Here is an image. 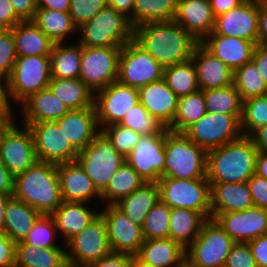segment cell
Wrapping results in <instances>:
<instances>
[{"mask_svg":"<svg viewBox=\"0 0 267 267\" xmlns=\"http://www.w3.org/2000/svg\"><path fill=\"white\" fill-rule=\"evenodd\" d=\"M16 242L0 232V267L15 266Z\"/></svg>","mask_w":267,"mask_h":267,"instance_id":"obj_56","label":"cell"},{"mask_svg":"<svg viewBox=\"0 0 267 267\" xmlns=\"http://www.w3.org/2000/svg\"><path fill=\"white\" fill-rule=\"evenodd\" d=\"M224 267H257L249 244L235 242L228 253Z\"/></svg>","mask_w":267,"mask_h":267,"instance_id":"obj_52","label":"cell"},{"mask_svg":"<svg viewBox=\"0 0 267 267\" xmlns=\"http://www.w3.org/2000/svg\"><path fill=\"white\" fill-rule=\"evenodd\" d=\"M200 90L223 88L233 84L234 72L199 43L191 56Z\"/></svg>","mask_w":267,"mask_h":267,"instance_id":"obj_27","label":"cell"},{"mask_svg":"<svg viewBox=\"0 0 267 267\" xmlns=\"http://www.w3.org/2000/svg\"><path fill=\"white\" fill-rule=\"evenodd\" d=\"M259 2L244 1L238 7L215 17L210 35L239 37L257 45Z\"/></svg>","mask_w":267,"mask_h":267,"instance_id":"obj_20","label":"cell"},{"mask_svg":"<svg viewBox=\"0 0 267 267\" xmlns=\"http://www.w3.org/2000/svg\"><path fill=\"white\" fill-rule=\"evenodd\" d=\"M50 81V56L17 57L8 78L9 96L13 105L17 108L31 94L48 88Z\"/></svg>","mask_w":267,"mask_h":267,"instance_id":"obj_8","label":"cell"},{"mask_svg":"<svg viewBox=\"0 0 267 267\" xmlns=\"http://www.w3.org/2000/svg\"><path fill=\"white\" fill-rule=\"evenodd\" d=\"M0 161L14 177L22 174L38 161L31 130L17 119L2 136Z\"/></svg>","mask_w":267,"mask_h":267,"instance_id":"obj_14","label":"cell"},{"mask_svg":"<svg viewBox=\"0 0 267 267\" xmlns=\"http://www.w3.org/2000/svg\"><path fill=\"white\" fill-rule=\"evenodd\" d=\"M55 122L78 152L88 146L101 132L97 122L95 106L70 110Z\"/></svg>","mask_w":267,"mask_h":267,"instance_id":"obj_22","label":"cell"},{"mask_svg":"<svg viewBox=\"0 0 267 267\" xmlns=\"http://www.w3.org/2000/svg\"><path fill=\"white\" fill-rule=\"evenodd\" d=\"M11 30L17 57L50 56L54 42L31 20L22 21Z\"/></svg>","mask_w":267,"mask_h":267,"instance_id":"obj_31","label":"cell"},{"mask_svg":"<svg viewBox=\"0 0 267 267\" xmlns=\"http://www.w3.org/2000/svg\"><path fill=\"white\" fill-rule=\"evenodd\" d=\"M201 44L233 72L252 59L255 44L239 37L208 35Z\"/></svg>","mask_w":267,"mask_h":267,"instance_id":"obj_29","label":"cell"},{"mask_svg":"<svg viewBox=\"0 0 267 267\" xmlns=\"http://www.w3.org/2000/svg\"><path fill=\"white\" fill-rule=\"evenodd\" d=\"M250 137L258 150L267 151V125L256 130Z\"/></svg>","mask_w":267,"mask_h":267,"instance_id":"obj_66","label":"cell"},{"mask_svg":"<svg viewBox=\"0 0 267 267\" xmlns=\"http://www.w3.org/2000/svg\"><path fill=\"white\" fill-rule=\"evenodd\" d=\"M207 220L202 213L185 208H173L168 237L186 248L199 235Z\"/></svg>","mask_w":267,"mask_h":267,"instance_id":"obj_37","label":"cell"},{"mask_svg":"<svg viewBox=\"0 0 267 267\" xmlns=\"http://www.w3.org/2000/svg\"><path fill=\"white\" fill-rule=\"evenodd\" d=\"M207 150L184 133L165 129V167L161 177L178 179L207 178Z\"/></svg>","mask_w":267,"mask_h":267,"instance_id":"obj_4","label":"cell"},{"mask_svg":"<svg viewBox=\"0 0 267 267\" xmlns=\"http://www.w3.org/2000/svg\"><path fill=\"white\" fill-rule=\"evenodd\" d=\"M122 47H83L79 79L95 94L117 81Z\"/></svg>","mask_w":267,"mask_h":267,"instance_id":"obj_13","label":"cell"},{"mask_svg":"<svg viewBox=\"0 0 267 267\" xmlns=\"http://www.w3.org/2000/svg\"><path fill=\"white\" fill-rule=\"evenodd\" d=\"M163 79L178 98L200 90L192 60L165 67Z\"/></svg>","mask_w":267,"mask_h":267,"instance_id":"obj_42","label":"cell"},{"mask_svg":"<svg viewBox=\"0 0 267 267\" xmlns=\"http://www.w3.org/2000/svg\"><path fill=\"white\" fill-rule=\"evenodd\" d=\"M211 214L247 210L254 207L247 182L210 183Z\"/></svg>","mask_w":267,"mask_h":267,"instance_id":"obj_30","label":"cell"},{"mask_svg":"<svg viewBox=\"0 0 267 267\" xmlns=\"http://www.w3.org/2000/svg\"><path fill=\"white\" fill-rule=\"evenodd\" d=\"M257 45L267 46V0L259 2Z\"/></svg>","mask_w":267,"mask_h":267,"instance_id":"obj_59","label":"cell"},{"mask_svg":"<svg viewBox=\"0 0 267 267\" xmlns=\"http://www.w3.org/2000/svg\"><path fill=\"white\" fill-rule=\"evenodd\" d=\"M257 147L250 136L226 143L207 152L209 183H242L255 173Z\"/></svg>","mask_w":267,"mask_h":267,"instance_id":"obj_2","label":"cell"},{"mask_svg":"<svg viewBox=\"0 0 267 267\" xmlns=\"http://www.w3.org/2000/svg\"><path fill=\"white\" fill-rule=\"evenodd\" d=\"M133 256L125 253L110 252L100 260L86 267H132Z\"/></svg>","mask_w":267,"mask_h":267,"instance_id":"obj_54","label":"cell"},{"mask_svg":"<svg viewBox=\"0 0 267 267\" xmlns=\"http://www.w3.org/2000/svg\"><path fill=\"white\" fill-rule=\"evenodd\" d=\"M257 267H267V234L248 242Z\"/></svg>","mask_w":267,"mask_h":267,"instance_id":"obj_57","label":"cell"},{"mask_svg":"<svg viewBox=\"0 0 267 267\" xmlns=\"http://www.w3.org/2000/svg\"><path fill=\"white\" fill-rule=\"evenodd\" d=\"M22 242L39 249L66 247L58 234L55 221L51 215H42Z\"/></svg>","mask_w":267,"mask_h":267,"instance_id":"obj_45","label":"cell"},{"mask_svg":"<svg viewBox=\"0 0 267 267\" xmlns=\"http://www.w3.org/2000/svg\"><path fill=\"white\" fill-rule=\"evenodd\" d=\"M100 215L107 226L111 251L134 257L144 241L142 227L134 224L116 205L101 206Z\"/></svg>","mask_w":267,"mask_h":267,"instance_id":"obj_18","label":"cell"},{"mask_svg":"<svg viewBox=\"0 0 267 267\" xmlns=\"http://www.w3.org/2000/svg\"><path fill=\"white\" fill-rule=\"evenodd\" d=\"M125 161L146 182H158L165 167V130L141 135Z\"/></svg>","mask_w":267,"mask_h":267,"instance_id":"obj_16","label":"cell"},{"mask_svg":"<svg viewBox=\"0 0 267 267\" xmlns=\"http://www.w3.org/2000/svg\"><path fill=\"white\" fill-rule=\"evenodd\" d=\"M244 0H210V5L214 17L228 12L231 9L238 7Z\"/></svg>","mask_w":267,"mask_h":267,"instance_id":"obj_63","label":"cell"},{"mask_svg":"<svg viewBox=\"0 0 267 267\" xmlns=\"http://www.w3.org/2000/svg\"><path fill=\"white\" fill-rule=\"evenodd\" d=\"M207 113L203 90L178 98L177 111L169 131L184 133Z\"/></svg>","mask_w":267,"mask_h":267,"instance_id":"obj_41","label":"cell"},{"mask_svg":"<svg viewBox=\"0 0 267 267\" xmlns=\"http://www.w3.org/2000/svg\"><path fill=\"white\" fill-rule=\"evenodd\" d=\"M139 103L165 128H169L177 111L178 97L166 85L164 79L138 88Z\"/></svg>","mask_w":267,"mask_h":267,"instance_id":"obj_24","label":"cell"},{"mask_svg":"<svg viewBox=\"0 0 267 267\" xmlns=\"http://www.w3.org/2000/svg\"><path fill=\"white\" fill-rule=\"evenodd\" d=\"M31 130L38 161L61 164L77 160L79 152L55 121L22 123Z\"/></svg>","mask_w":267,"mask_h":267,"instance_id":"obj_15","label":"cell"},{"mask_svg":"<svg viewBox=\"0 0 267 267\" xmlns=\"http://www.w3.org/2000/svg\"><path fill=\"white\" fill-rule=\"evenodd\" d=\"M68 267H86L111 252L107 226L101 215L66 243Z\"/></svg>","mask_w":267,"mask_h":267,"instance_id":"obj_10","label":"cell"},{"mask_svg":"<svg viewBox=\"0 0 267 267\" xmlns=\"http://www.w3.org/2000/svg\"><path fill=\"white\" fill-rule=\"evenodd\" d=\"M146 181L125 161L113 175L107 187L101 192L102 206L115 205Z\"/></svg>","mask_w":267,"mask_h":267,"instance_id":"obj_39","label":"cell"},{"mask_svg":"<svg viewBox=\"0 0 267 267\" xmlns=\"http://www.w3.org/2000/svg\"><path fill=\"white\" fill-rule=\"evenodd\" d=\"M119 124L141 135L162 133L166 129L161 122L149 114L141 103L131 108Z\"/></svg>","mask_w":267,"mask_h":267,"instance_id":"obj_48","label":"cell"},{"mask_svg":"<svg viewBox=\"0 0 267 267\" xmlns=\"http://www.w3.org/2000/svg\"><path fill=\"white\" fill-rule=\"evenodd\" d=\"M94 205L86 202L63 201L51 214L64 244L100 215V206L102 205Z\"/></svg>","mask_w":267,"mask_h":267,"instance_id":"obj_26","label":"cell"},{"mask_svg":"<svg viewBox=\"0 0 267 267\" xmlns=\"http://www.w3.org/2000/svg\"><path fill=\"white\" fill-rule=\"evenodd\" d=\"M254 207L267 209V179L253 174L247 181Z\"/></svg>","mask_w":267,"mask_h":267,"instance_id":"obj_53","label":"cell"},{"mask_svg":"<svg viewBox=\"0 0 267 267\" xmlns=\"http://www.w3.org/2000/svg\"><path fill=\"white\" fill-rule=\"evenodd\" d=\"M24 21L15 11L11 0H0V30L12 29Z\"/></svg>","mask_w":267,"mask_h":267,"instance_id":"obj_55","label":"cell"},{"mask_svg":"<svg viewBox=\"0 0 267 267\" xmlns=\"http://www.w3.org/2000/svg\"><path fill=\"white\" fill-rule=\"evenodd\" d=\"M57 170L63 201L102 205L101 193L77 160L58 164Z\"/></svg>","mask_w":267,"mask_h":267,"instance_id":"obj_21","label":"cell"},{"mask_svg":"<svg viewBox=\"0 0 267 267\" xmlns=\"http://www.w3.org/2000/svg\"><path fill=\"white\" fill-rule=\"evenodd\" d=\"M211 219L235 242L248 243L267 234V209L253 207L242 211L211 214Z\"/></svg>","mask_w":267,"mask_h":267,"instance_id":"obj_19","label":"cell"},{"mask_svg":"<svg viewBox=\"0 0 267 267\" xmlns=\"http://www.w3.org/2000/svg\"><path fill=\"white\" fill-rule=\"evenodd\" d=\"M14 267H68L66 247L39 249L17 242Z\"/></svg>","mask_w":267,"mask_h":267,"instance_id":"obj_36","label":"cell"},{"mask_svg":"<svg viewBox=\"0 0 267 267\" xmlns=\"http://www.w3.org/2000/svg\"><path fill=\"white\" fill-rule=\"evenodd\" d=\"M160 200L158 182H145L115 205L136 225L142 227L151 208Z\"/></svg>","mask_w":267,"mask_h":267,"instance_id":"obj_34","label":"cell"},{"mask_svg":"<svg viewBox=\"0 0 267 267\" xmlns=\"http://www.w3.org/2000/svg\"><path fill=\"white\" fill-rule=\"evenodd\" d=\"M37 8H48L62 12H69L70 0H36Z\"/></svg>","mask_w":267,"mask_h":267,"instance_id":"obj_65","label":"cell"},{"mask_svg":"<svg viewBox=\"0 0 267 267\" xmlns=\"http://www.w3.org/2000/svg\"><path fill=\"white\" fill-rule=\"evenodd\" d=\"M171 208L159 200L148 212L142 232L144 240L168 238Z\"/></svg>","mask_w":267,"mask_h":267,"instance_id":"obj_47","label":"cell"},{"mask_svg":"<svg viewBox=\"0 0 267 267\" xmlns=\"http://www.w3.org/2000/svg\"><path fill=\"white\" fill-rule=\"evenodd\" d=\"M244 1H250V2H260V1H263V0H244Z\"/></svg>","mask_w":267,"mask_h":267,"instance_id":"obj_71","label":"cell"},{"mask_svg":"<svg viewBox=\"0 0 267 267\" xmlns=\"http://www.w3.org/2000/svg\"><path fill=\"white\" fill-rule=\"evenodd\" d=\"M177 0H134L133 27L152 22L173 21Z\"/></svg>","mask_w":267,"mask_h":267,"instance_id":"obj_40","label":"cell"},{"mask_svg":"<svg viewBox=\"0 0 267 267\" xmlns=\"http://www.w3.org/2000/svg\"><path fill=\"white\" fill-rule=\"evenodd\" d=\"M17 58L11 29L0 30V74L9 78Z\"/></svg>","mask_w":267,"mask_h":267,"instance_id":"obj_51","label":"cell"},{"mask_svg":"<svg viewBox=\"0 0 267 267\" xmlns=\"http://www.w3.org/2000/svg\"><path fill=\"white\" fill-rule=\"evenodd\" d=\"M77 161L101 193L118 168L125 162V158L100 132L88 146L79 152Z\"/></svg>","mask_w":267,"mask_h":267,"instance_id":"obj_9","label":"cell"},{"mask_svg":"<svg viewBox=\"0 0 267 267\" xmlns=\"http://www.w3.org/2000/svg\"><path fill=\"white\" fill-rule=\"evenodd\" d=\"M17 115L0 114V144L4 132L16 120Z\"/></svg>","mask_w":267,"mask_h":267,"instance_id":"obj_69","label":"cell"},{"mask_svg":"<svg viewBox=\"0 0 267 267\" xmlns=\"http://www.w3.org/2000/svg\"><path fill=\"white\" fill-rule=\"evenodd\" d=\"M265 125H267V95L244 100L241 118L242 135L251 136Z\"/></svg>","mask_w":267,"mask_h":267,"instance_id":"obj_46","label":"cell"},{"mask_svg":"<svg viewBox=\"0 0 267 267\" xmlns=\"http://www.w3.org/2000/svg\"><path fill=\"white\" fill-rule=\"evenodd\" d=\"M233 85L242 101L267 95V84L252 60L234 71Z\"/></svg>","mask_w":267,"mask_h":267,"instance_id":"obj_44","label":"cell"},{"mask_svg":"<svg viewBox=\"0 0 267 267\" xmlns=\"http://www.w3.org/2000/svg\"><path fill=\"white\" fill-rule=\"evenodd\" d=\"M255 174L267 179V151L258 150Z\"/></svg>","mask_w":267,"mask_h":267,"instance_id":"obj_67","label":"cell"},{"mask_svg":"<svg viewBox=\"0 0 267 267\" xmlns=\"http://www.w3.org/2000/svg\"><path fill=\"white\" fill-rule=\"evenodd\" d=\"M83 47L76 40L54 43L50 54L51 79H77Z\"/></svg>","mask_w":267,"mask_h":267,"instance_id":"obj_35","label":"cell"},{"mask_svg":"<svg viewBox=\"0 0 267 267\" xmlns=\"http://www.w3.org/2000/svg\"><path fill=\"white\" fill-rule=\"evenodd\" d=\"M31 21L54 43L77 40V27L73 24L69 12L37 8Z\"/></svg>","mask_w":267,"mask_h":267,"instance_id":"obj_32","label":"cell"},{"mask_svg":"<svg viewBox=\"0 0 267 267\" xmlns=\"http://www.w3.org/2000/svg\"><path fill=\"white\" fill-rule=\"evenodd\" d=\"M107 6L106 0H70L69 15L73 24L79 28Z\"/></svg>","mask_w":267,"mask_h":267,"instance_id":"obj_50","label":"cell"},{"mask_svg":"<svg viewBox=\"0 0 267 267\" xmlns=\"http://www.w3.org/2000/svg\"><path fill=\"white\" fill-rule=\"evenodd\" d=\"M9 96L8 78L0 74V114L16 115L17 109Z\"/></svg>","mask_w":267,"mask_h":267,"instance_id":"obj_58","label":"cell"},{"mask_svg":"<svg viewBox=\"0 0 267 267\" xmlns=\"http://www.w3.org/2000/svg\"><path fill=\"white\" fill-rule=\"evenodd\" d=\"M174 21L201 43L215 25L210 0H177Z\"/></svg>","mask_w":267,"mask_h":267,"instance_id":"obj_25","label":"cell"},{"mask_svg":"<svg viewBox=\"0 0 267 267\" xmlns=\"http://www.w3.org/2000/svg\"><path fill=\"white\" fill-rule=\"evenodd\" d=\"M16 13L24 20L34 18L37 3L36 0H11Z\"/></svg>","mask_w":267,"mask_h":267,"instance_id":"obj_60","label":"cell"},{"mask_svg":"<svg viewBox=\"0 0 267 267\" xmlns=\"http://www.w3.org/2000/svg\"><path fill=\"white\" fill-rule=\"evenodd\" d=\"M132 267H157L148 264H132Z\"/></svg>","mask_w":267,"mask_h":267,"instance_id":"obj_70","label":"cell"},{"mask_svg":"<svg viewBox=\"0 0 267 267\" xmlns=\"http://www.w3.org/2000/svg\"><path fill=\"white\" fill-rule=\"evenodd\" d=\"M109 7L115 8L118 12L129 18L133 26V6L134 0H106Z\"/></svg>","mask_w":267,"mask_h":267,"instance_id":"obj_64","label":"cell"},{"mask_svg":"<svg viewBox=\"0 0 267 267\" xmlns=\"http://www.w3.org/2000/svg\"><path fill=\"white\" fill-rule=\"evenodd\" d=\"M139 103L138 88L119 82L95 93L94 106L100 130L111 124H119L126 113Z\"/></svg>","mask_w":267,"mask_h":267,"instance_id":"obj_17","label":"cell"},{"mask_svg":"<svg viewBox=\"0 0 267 267\" xmlns=\"http://www.w3.org/2000/svg\"><path fill=\"white\" fill-rule=\"evenodd\" d=\"M234 244L214 219H208L199 235L185 248V267H224Z\"/></svg>","mask_w":267,"mask_h":267,"instance_id":"obj_6","label":"cell"},{"mask_svg":"<svg viewBox=\"0 0 267 267\" xmlns=\"http://www.w3.org/2000/svg\"><path fill=\"white\" fill-rule=\"evenodd\" d=\"M14 180L15 177L0 161V195L14 193Z\"/></svg>","mask_w":267,"mask_h":267,"instance_id":"obj_62","label":"cell"},{"mask_svg":"<svg viewBox=\"0 0 267 267\" xmlns=\"http://www.w3.org/2000/svg\"><path fill=\"white\" fill-rule=\"evenodd\" d=\"M132 264L185 267V248L169 237L144 240Z\"/></svg>","mask_w":267,"mask_h":267,"instance_id":"obj_28","label":"cell"},{"mask_svg":"<svg viewBox=\"0 0 267 267\" xmlns=\"http://www.w3.org/2000/svg\"><path fill=\"white\" fill-rule=\"evenodd\" d=\"M241 118L242 115L207 112L184 134L208 151L240 138L242 136Z\"/></svg>","mask_w":267,"mask_h":267,"instance_id":"obj_12","label":"cell"},{"mask_svg":"<svg viewBox=\"0 0 267 267\" xmlns=\"http://www.w3.org/2000/svg\"><path fill=\"white\" fill-rule=\"evenodd\" d=\"M101 132L124 158L133 150L141 136V134L120 124L107 125L101 129Z\"/></svg>","mask_w":267,"mask_h":267,"instance_id":"obj_49","label":"cell"},{"mask_svg":"<svg viewBox=\"0 0 267 267\" xmlns=\"http://www.w3.org/2000/svg\"><path fill=\"white\" fill-rule=\"evenodd\" d=\"M41 216L35 208L12 196L5 208L4 233L16 243L23 241Z\"/></svg>","mask_w":267,"mask_h":267,"instance_id":"obj_33","label":"cell"},{"mask_svg":"<svg viewBox=\"0 0 267 267\" xmlns=\"http://www.w3.org/2000/svg\"><path fill=\"white\" fill-rule=\"evenodd\" d=\"M133 34L129 18L107 6L77 28V41L82 47H123Z\"/></svg>","mask_w":267,"mask_h":267,"instance_id":"obj_5","label":"cell"},{"mask_svg":"<svg viewBox=\"0 0 267 267\" xmlns=\"http://www.w3.org/2000/svg\"><path fill=\"white\" fill-rule=\"evenodd\" d=\"M16 109L20 123L57 121L70 111L49 87L31 94Z\"/></svg>","mask_w":267,"mask_h":267,"instance_id":"obj_23","label":"cell"},{"mask_svg":"<svg viewBox=\"0 0 267 267\" xmlns=\"http://www.w3.org/2000/svg\"><path fill=\"white\" fill-rule=\"evenodd\" d=\"M13 194L0 195V232L4 233L5 228V208Z\"/></svg>","mask_w":267,"mask_h":267,"instance_id":"obj_68","label":"cell"},{"mask_svg":"<svg viewBox=\"0 0 267 267\" xmlns=\"http://www.w3.org/2000/svg\"><path fill=\"white\" fill-rule=\"evenodd\" d=\"M133 40L163 68L191 60L199 42L174 20L134 28Z\"/></svg>","mask_w":267,"mask_h":267,"instance_id":"obj_1","label":"cell"},{"mask_svg":"<svg viewBox=\"0 0 267 267\" xmlns=\"http://www.w3.org/2000/svg\"><path fill=\"white\" fill-rule=\"evenodd\" d=\"M251 60L257 66L262 79L267 84V46L255 45Z\"/></svg>","mask_w":267,"mask_h":267,"instance_id":"obj_61","label":"cell"},{"mask_svg":"<svg viewBox=\"0 0 267 267\" xmlns=\"http://www.w3.org/2000/svg\"><path fill=\"white\" fill-rule=\"evenodd\" d=\"M48 87L69 110L94 107L95 94L79 78L51 79Z\"/></svg>","mask_w":267,"mask_h":267,"instance_id":"obj_38","label":"cell"},{"mask_svg":"<svg viewBox=\"0 0 267 267\" xmlns=\"http://www.w3.org/2000/svg\"><path fill=\"white\" fill-rule=\"evenodd\" d=\"M13 196L42 215H51L63 202L57 165L37 161L25 172L17 175Z\"/></svg>","mask_w":267,"mask_h":267,"instance_id":"obj_3","label":"cell"},{"mask_svg":"<svg viewBox=\"0 0 267 267\" xmlns=\"http://www.w3.org/2000/svg\"><path fill=\"white\" fill-rule=\"evenodd\" d=\"M203 97L208 113L242 115L243 101L235 86L203 90Z\"/></svg>","mask_w":267,"mask_h":267,"instance_id":"obj_43","label":"cell"},{"mask_svg":"<svg viewBox=\"0 0 267 267\" xmlns=\"http://www.w3.org/2000/svg\"><path fill=\"white\" fill-rule=\"evenodd\" d=\"M158 185L160 200L171 209H190L202 213L207 219H211L210 183L207 178L161 177L158 180Z\"/></svg>","mask_w":267,"mask_h":267,"instance_id":"obj_7","label":"cell"},{"mask_svg":"<svg viewBox=\"0 0 267 267\" xmlns=\"http://www.w3.org/2000/svg\"><path fill=\"white\" fill-rule=\"evenodd\" d=\"M164 68L134 40L120 51L117 82L140 88L163 78Z\"/></svg>","mask_w":267,"mask_h":267,"instance_id":"obj_11","label":"cell"}]
</instances>
